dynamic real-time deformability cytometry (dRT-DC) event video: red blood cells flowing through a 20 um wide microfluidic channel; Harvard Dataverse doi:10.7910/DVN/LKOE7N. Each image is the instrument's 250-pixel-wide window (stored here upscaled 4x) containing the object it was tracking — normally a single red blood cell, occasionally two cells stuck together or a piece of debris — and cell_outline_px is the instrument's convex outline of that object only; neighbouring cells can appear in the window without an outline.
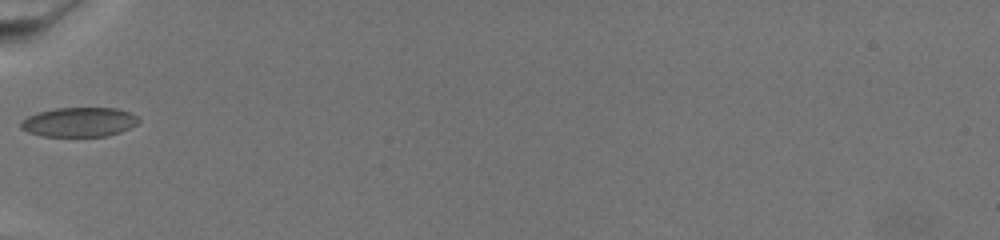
{"species": "common noctule bat (a hibernating species)", "species_latin": "Nyctalus noctula", "temperature_condition": "warm", "stored_images_in_passage": 7, "camera_frame_rate_fps": 3000, "um_per_image_px": 0.085, "animal": {"sex": "female", "body_mass_g": 19.5, "forearm_length_mm": 54.1}, "frame": {"image": 1, "passage_image": 1, "time_ms": 0.0, "image_size_px": [1000, 240], "cell_outline_px": [[140, 120], [136, 124], [120, 132], [108, 136], [40, 136], [28, 132], [20, 128], [20, 120], [36, 112], [56, 108], [120, 108], [132, 112]], "centroid_in_image_um": [6.71, 10.37], "position_along_channel_um": 78.3, "area_um2": 20.4}}